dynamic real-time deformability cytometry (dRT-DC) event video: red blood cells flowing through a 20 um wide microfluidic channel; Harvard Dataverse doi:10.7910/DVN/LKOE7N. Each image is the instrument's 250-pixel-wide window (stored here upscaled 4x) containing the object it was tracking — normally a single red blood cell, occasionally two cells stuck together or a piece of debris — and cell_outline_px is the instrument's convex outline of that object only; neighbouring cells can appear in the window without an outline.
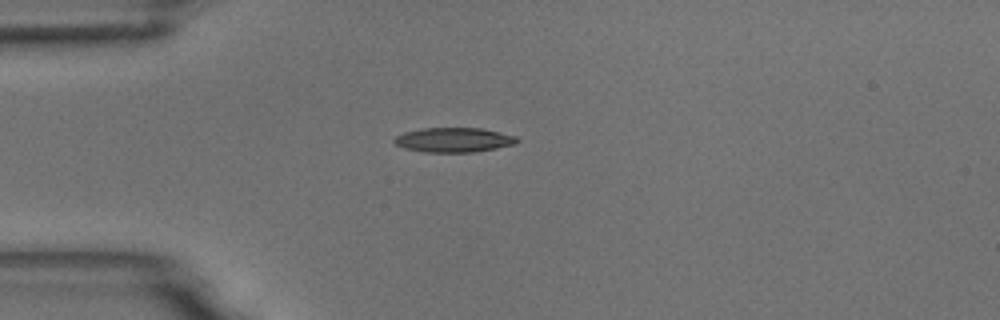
{"species": "common noctule bat (a hibernating species)", "species_latin": "Nyctalus noctula", "temperature_condition": "room temperature", "stored_images_in_passage": 7, "camera_frame_rate_fps": 3000, "um_per_image_px": 0.085, "animal": {"sex": "male", "body_mass_g": 18.8}, "frame": {"image": 1, "passage_image": 1, "time_ms": 0.0, "image_size_px": [1000, 320], "cell_outline_px": [[520, 140], [516, 144], [496, 148], [472, 152], [424, 152], [404, 148], [396, 144], [392, 140], [396, 136], [404, 132], [420, 128], [484, 128], [516, 136]], "centroid_in_image_um": [38.58, 11.88], "position_along_channel_um": 46.4, "area_um2": 17.69}}
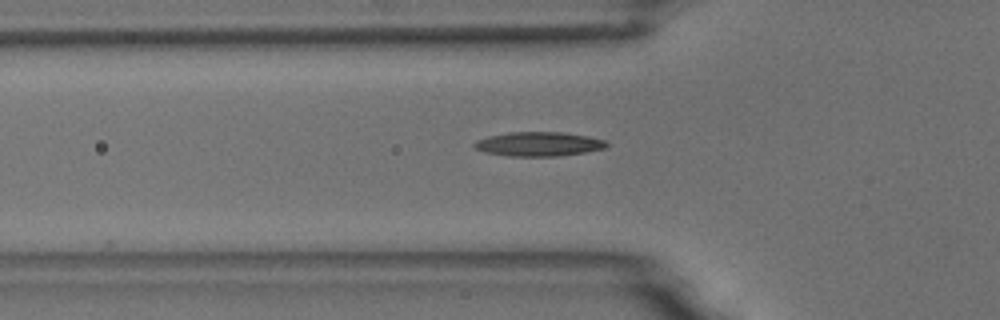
{"frame": {"image": 2, "passage_image": 5, "time_ms": 1.333, "image_size_px": [1000, 320], "cell_outline_px": [[608, 144], [604, 148], [584, 152], [560, 156], [508, 156], [484, 152], [476, 148], [472, 144], [476, 140], [488, 136], [508, 132], [560, 132], [588, 136], [604, 140]], "centroid_in_image_um": [45.74, 12.24], "position_along_channel_um": 80.1, "area_um2": 18.61}}